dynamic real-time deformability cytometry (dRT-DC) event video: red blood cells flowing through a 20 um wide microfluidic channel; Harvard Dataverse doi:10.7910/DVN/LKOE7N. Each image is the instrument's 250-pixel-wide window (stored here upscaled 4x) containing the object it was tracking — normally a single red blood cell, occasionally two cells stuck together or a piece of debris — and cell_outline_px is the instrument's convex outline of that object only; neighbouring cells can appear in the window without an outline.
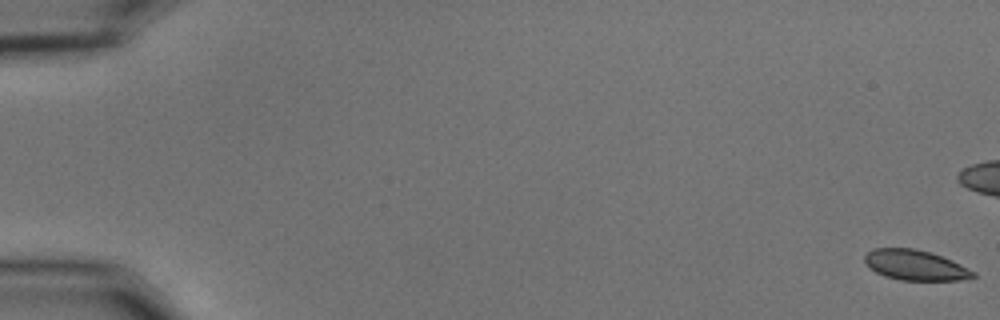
{"species": "common noctule bat (a hibernating species)", "species_latin": "Nyctalus noctula", "temperature_condition": "cold", "stored_images_in_passage": 19, "camera_frame_rate_fps": 3000, "um_per_image_px": 0.085, "animal": {"sex": "male", "body_mass_g": 15.6}, "frame": {"image": 1, "passage_image": 1, "time_ms": 0.0, "image_size_px": [1000, 320], "cell_outline_px": [[976, 276], [960, 280], [900, 280], [884, 276], [876, 272], [864, 260], [864, 256], [872, 248], [916, 248], [952, 260], [976, 272]], "centroid_in_image_um": [77.8, 22.53], "position_along_channel_um": 7.2, "area_um2": 18.96}}